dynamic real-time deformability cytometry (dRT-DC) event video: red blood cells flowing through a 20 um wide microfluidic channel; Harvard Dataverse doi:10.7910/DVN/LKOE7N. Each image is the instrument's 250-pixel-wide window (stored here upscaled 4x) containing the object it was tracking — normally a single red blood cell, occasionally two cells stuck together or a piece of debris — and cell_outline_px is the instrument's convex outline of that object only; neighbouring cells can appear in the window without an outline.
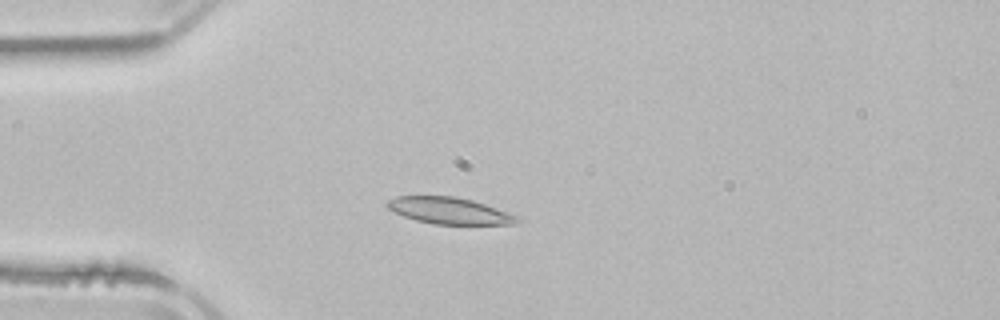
{"species": "common noctule bat (a hibernating species)", "species_latin": "Nyctalus noctula", "temperature_condition": "room temperature", "stored_images_in_passage": 2, "camera_frame_rate_fps": 3000, "um_per_image_px": 0.085, "animal": {"sex": "male", "body_mass_g": 21.5, "forearm_length_mm": 52.0}, "frame": {"image": 1, "passage_image": 2, "time_ms": 2.667, "image_size_px": [1000, 320], "cell_outline_px": [[520, 220], [516, 224], [432, 224], [416, 220], [392, 212], [384, 204], [388, 200], [396, 196], [452, 196], [472, 200], [520, 216]], "centroid_in_image_um": [38.17, 17.91], "position_along_channel_um": 46.8, "area_um2": 20.17}}